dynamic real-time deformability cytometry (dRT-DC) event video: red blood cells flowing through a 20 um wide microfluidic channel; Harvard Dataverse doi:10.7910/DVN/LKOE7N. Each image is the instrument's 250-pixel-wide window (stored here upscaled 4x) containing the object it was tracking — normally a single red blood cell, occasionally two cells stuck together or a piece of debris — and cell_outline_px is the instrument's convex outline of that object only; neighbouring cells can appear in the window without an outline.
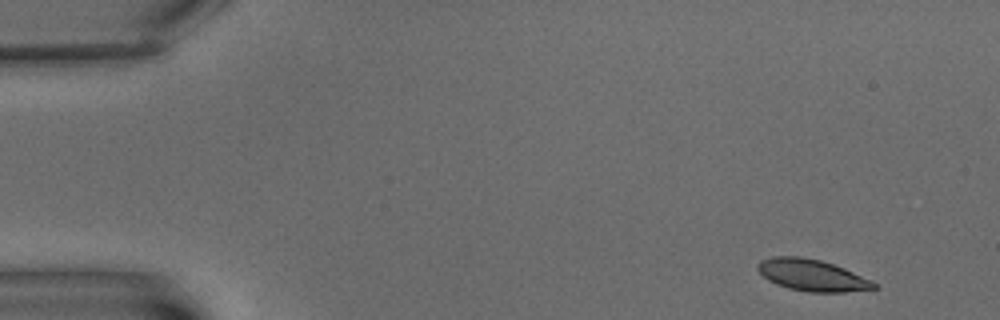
{"species": "common noctule bat (a hibernating species)", "species_latin": "Nyctalus noctula", "temperature_condition": "warm", "stored_images_in_passage": 6, "camera_frame_rate_fps": 3000, "um_per_image_px": 0.085, "animal": {"sex": "male", "body_mass_g": 15.6}, "frame": {"image": 1, "passage_image": 1, "time_ms": 0.0, "image_size_px": [1000, 320], "cell_outline_px": [[880, 288], [844, 292], [808, 292], [788, 288], [776, 284], [768, 280], [756, 268], [756, 264], [760, 260], [772, 256], [800, 256], [820, 260], [844, 268], [872, 280]], "centroid_in_image_um": [69.01, 23.39], "position_along_channel_um": 16.0, "area_um2": 21.5}}